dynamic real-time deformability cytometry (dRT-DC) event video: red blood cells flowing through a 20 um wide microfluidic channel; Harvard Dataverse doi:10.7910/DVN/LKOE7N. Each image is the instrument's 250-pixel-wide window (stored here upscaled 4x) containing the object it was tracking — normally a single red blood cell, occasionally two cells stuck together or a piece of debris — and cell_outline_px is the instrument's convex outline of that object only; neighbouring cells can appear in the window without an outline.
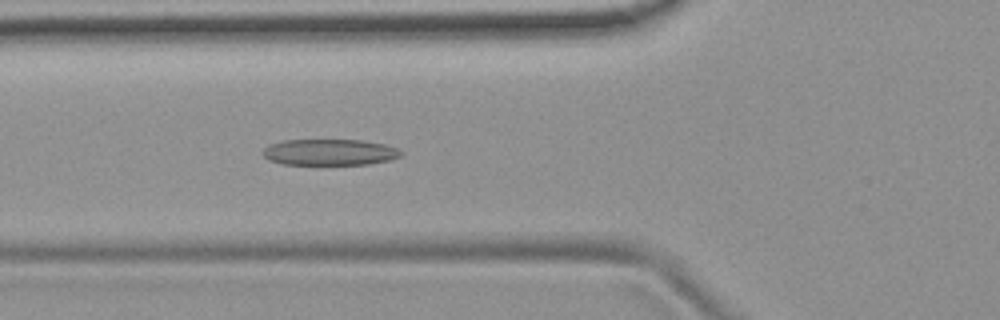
{"species": "common noctule bat (a hibernating species)", "species_latin": "Nyctalus noctula", "temperature_condition": "room temperature", "stored_images_in_passage": 53, "camera_frame_rate_fps": 3000, "um_per_image_px": 0.085, "animal": {"sex": "female", "body_mass_g": 19.9}, "frame": {"image": 1, "passage_image": 18, "time_ms": 5.667, "image_size_px": [1000, 320], "cell_outline_px": [[404, 152], [400, 156], [392, 160], [368, 164], [284, 164], [268, 160], [264, 156], [264, 148], [268, 144], [284, 140], [364, 140], [384, 144], [400, 148]], "centroid_in_image_um": [28.07, 12.93], "position_along_channel_um": 97.7, "area_um2": 21.21}}
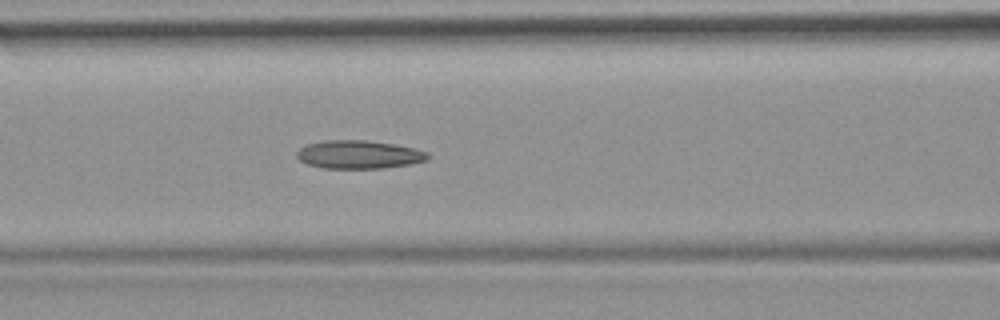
{"frame": {"image": 2, "passage_image": 21, "time_ms": 6.667, "image_size_px": [1000, 320], "cell_outline_px": [[428, 160], [408, 164], [384, 168], [320, 168], [308, 164], [300, 160], [296, 156], [296, 152], [300, 148], [308, 144], [324, 140], [364, 140], [392, 144], [412, 148], [428, 152]], "centroid_in_image_um": [30.46, 13.14], "position_along_channel_um": 136.1, "area_um2": 21.39}}
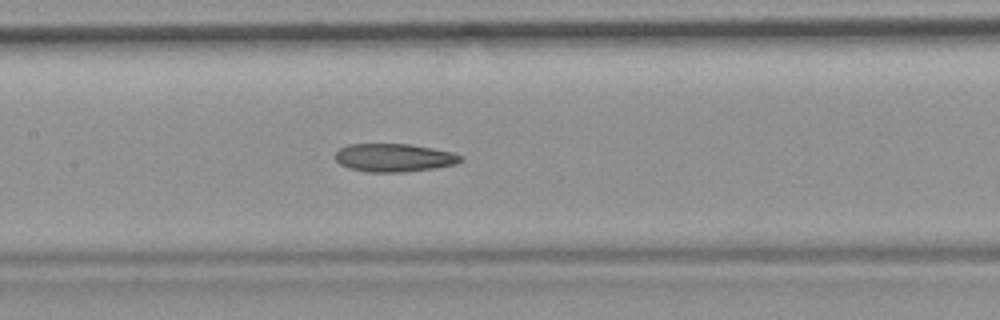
{"frame": {"image": 3, "passage_image": 24, "time_ms": 7.667, "image_size_px": [1000, 320], "cell_outline_px": [[464, 160], [456, 164], [432, 168], [404, 172], [368, 172], [348, 168], [340, 164], [336, 160], [336, 152], [340, 148], [348, 144], [408, 144], [432, 148], [452, 152], [464, 156]], "centroid_in_image_um": [33.51, 13.4], "position_along_channel_um": 173.9, "area_um2": 20.58}, "authors_computed_cell_mechanics": {"area_um2": 21.386, "velocity_mm_per_s": 3.7853, "shape_relaxation_time_tau1_ms": null, "shape_relaxation_time_tau2_ms": 6.8753, "deformation_change_tau1": null, "deformation_change_tau2": 0.1534}}